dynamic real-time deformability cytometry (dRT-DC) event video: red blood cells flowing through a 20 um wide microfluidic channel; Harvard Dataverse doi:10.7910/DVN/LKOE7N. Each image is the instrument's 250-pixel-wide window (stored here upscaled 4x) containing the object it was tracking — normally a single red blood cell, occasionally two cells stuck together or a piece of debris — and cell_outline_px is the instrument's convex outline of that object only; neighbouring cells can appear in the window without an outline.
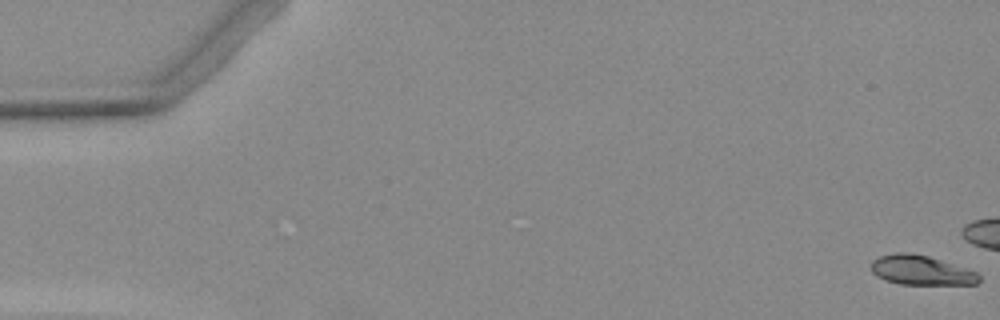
{"species": "Egyptian fruit bat (a non-hibernating species)", "species_latin": "Rousettus aegyptiacus", "temperature_condition": "warm", "stored_images_in_passage": 5, "camera_frame_rate_fps": 3000, "um_per_image_px": 0.085, "animal": {"sex": "female"}, "frame": {"image": 1, "passage_image": 1, "time_ms": 0.0, "image_size_px": [1000, 320], "cell_outline_px": [[980, 280], [976, 284], [900, 284], [884, 280], [876, 276], [872, 272], [872, 260], [880, 256], [896, 252], [912, 252], [928, 256], [968, 268], [976, 272], [980, 276]], "centroid_in_image_um": [78.29, 22.96], "position_along_channel_um": 6.7, "area_um2": 18.67}}
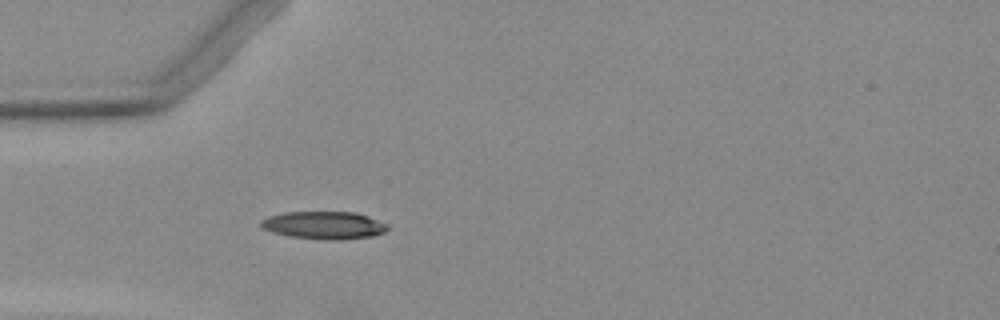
{"frame": {"image": 2, "passage_image": 5, "time_ms": 6.333, "image_size_px": [1000, 320], "cell_outline_px": [[388, 228], [384, 232], [372, 236], [344, 240], [324, 240], [292, 236], [272, 232], [260, 228], [260, 220], [268, 216], [284, 212], [356, 212], [368, 216], [388, 224]], "centroid_in_image_um": [27.53, 19.14], "position_along_channel_um": 57.5, "area_um2": 20.58}}